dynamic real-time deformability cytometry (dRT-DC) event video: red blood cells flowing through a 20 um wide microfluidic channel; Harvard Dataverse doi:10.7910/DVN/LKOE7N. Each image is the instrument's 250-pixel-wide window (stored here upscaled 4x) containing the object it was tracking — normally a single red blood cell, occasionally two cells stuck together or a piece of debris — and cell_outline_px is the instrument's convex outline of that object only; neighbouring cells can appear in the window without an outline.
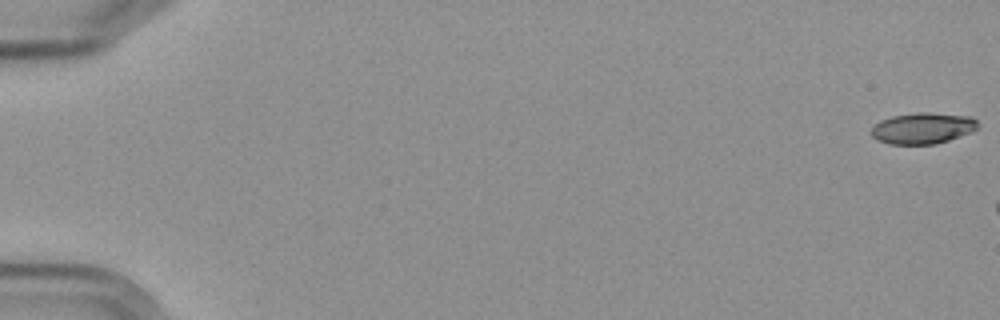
{"species": "Egyptian fruit bat (a non-hibernating species)", "species_latin": "Rousettus aegyptiacus", "temperature_condition": "cold", "stored_images_in_passage": 4, "camera_frame_rate_fps": 3000, "um_per_image_px": 0.085, "frame": {"image": 1, "passage_image": 1, "time_ms": 0.0, "image_size_px": [1000, 320], "cell_outline_px": [[976, 128], [972, 132], [936, 144], [888, 144], [876, 140], [872, 136], [872, 128], [880, 120], [892, 116], [920, 112], [928, 112], [972, 116], [976, 120]], "centroid_in_image_um": [78.42, 10.9], "position_along_channel_um": 6.6, "area_um2": 19.31}}